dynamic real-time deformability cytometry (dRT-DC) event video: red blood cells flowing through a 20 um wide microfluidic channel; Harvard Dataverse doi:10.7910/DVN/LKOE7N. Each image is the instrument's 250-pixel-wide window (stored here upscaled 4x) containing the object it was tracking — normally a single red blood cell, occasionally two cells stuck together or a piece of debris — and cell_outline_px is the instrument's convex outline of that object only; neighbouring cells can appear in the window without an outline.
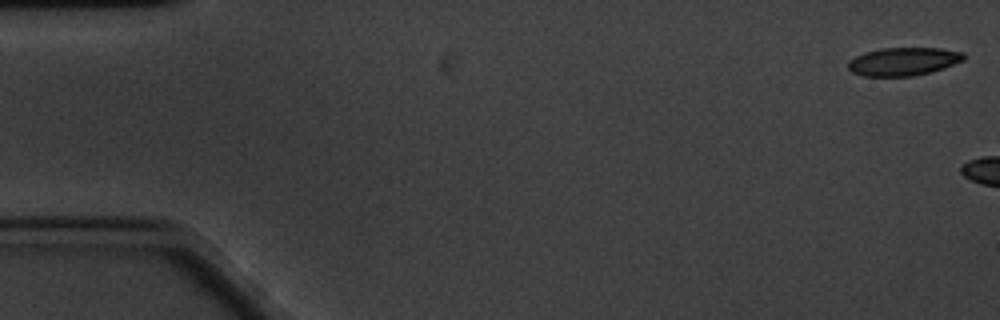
{"species": "common noctule bat (a hibernating species)", "species_latin": "Nyctalus noctula", "temperature_condition": "cold", "stored_images_in_passage": 7, "camera_frame_rate_fps": 3000, "um_per_image_px": 0.085, "animal": {"sex": "male", "body_mass_g": 20.1, "forearm_length_mm": 53.5}, "frame": {"image": 1, "passage_image": 1, "time_ms": 0.0, "image_size_px": [1000, 320], "cell_outline_px": [[964, 60], [944, 68], [932, 72], [912, 76], [864, 76], [852, 72], [848, 68], [848, 60], [856, 56], [880, 48], [940, 48], [964, 52]], "centroid_in_image_um": [76.8, 5.23], "position_along_channel_um": 8.2, "area_um2": 18.96}}